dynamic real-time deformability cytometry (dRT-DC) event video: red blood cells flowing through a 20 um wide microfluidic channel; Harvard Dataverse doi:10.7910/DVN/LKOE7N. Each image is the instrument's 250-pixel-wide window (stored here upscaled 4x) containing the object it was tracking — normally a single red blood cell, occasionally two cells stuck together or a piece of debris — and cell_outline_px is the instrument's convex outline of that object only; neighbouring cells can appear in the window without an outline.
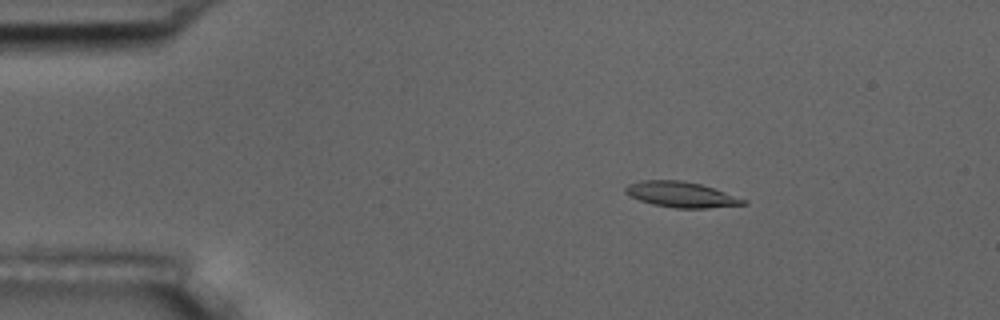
{"species": "common noctule bat (a hibernating species)", "species_latin": "Nyctalus noctula", "temperature_condition": "room temperature", "stored_images_in_passage": 56, "camera_frame_rate_fps": 3000, "um_per_image_px": 0.085, "animal": {"sex": "male", "body_mass_g": 17.5, "forearm_length_mm": 52.3}, "frame": {"image": 1, "passage_image": 10, "time_ms": 3.0, "image_size_px": [1000, 320], "cell_outline_px": [[748, 204], [708, 208], [676, 208], [652, 204], [628, 196], [624, 192], [624, 188], [628, 184], [644, 180], [680, 180], [700, 184], [748, 200]], "centroid_in_image_um": [57.88, 16.54], "position_along_channel_um": 27.1, "area_um2": 17.51}}
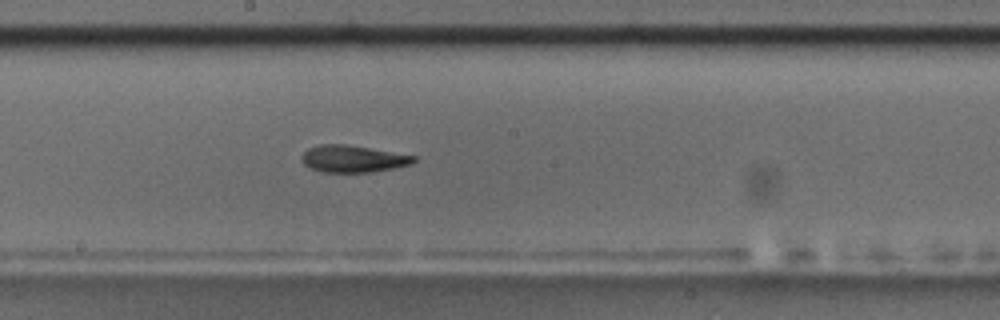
{"frame": {"image": 2, "passage_image": 31, "time_ms": 10.0, "image_size_px": [1000, 320], "cell_outline_px": [[416, 160], [412, 164], [372, 172], [324, 172], [312, 168], [304, 164], [300, 160], [300, 156], [308, 148], [320, 144], [344, 144], [416, 156]], "centroid_in_image_um": [29.97, 13.5], "position_along_channel_um": 218.2, "area_um2": 17.46}}
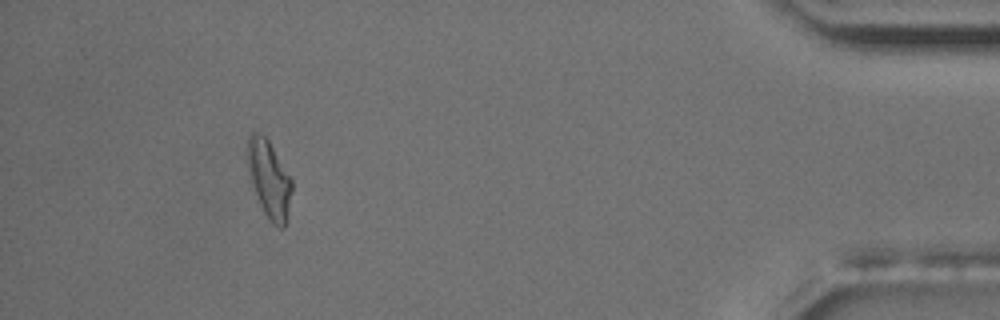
{"frame": {"image": 3, "passage_image": 52, "time_ms": 17.0, "image_size_px": [1000, 320], "cell_outline_px": [[292, 192], [284, 228], [280, 228], [272, 224], [264, 212], [260, 204], [252, 184], [248, 164], [248, 136], [252, 132], [256, 132], [264, 136], [268, 140], [292, 180]], "centroid_in_image_um": [22.89, 15.25], "position_along_channel_um": 412.3, "area_um2": 19.48}, "authors_computed_cell_mechanics": {"area_um2": 17.5134, "velocity_mm_per_s": 3.6252, "shape_relaxation_time_tau1_ms": null, "shape_relaxation_time_tau2_ms": 4.1791, "deformation_change_tau1": null, "deformation_change_tau2": 0.1344}}